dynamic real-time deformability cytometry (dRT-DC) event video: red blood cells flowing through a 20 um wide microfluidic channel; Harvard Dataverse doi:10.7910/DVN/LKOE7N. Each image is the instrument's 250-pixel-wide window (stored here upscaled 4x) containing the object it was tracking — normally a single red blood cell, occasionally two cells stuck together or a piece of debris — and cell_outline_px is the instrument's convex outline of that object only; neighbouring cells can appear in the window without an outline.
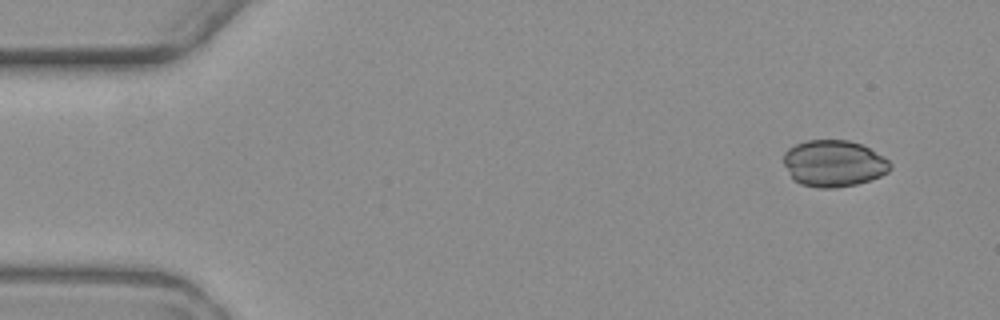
{"species": "common noctule bat (a hibernating species)", "species_latin": "Nyctalus noctula", "temperature_condition": "warm", "stored_images_in_passage": 4, "camera_frame_rate_fps": 3000, "um_per_image_px": 0.085, "animal": {"sex": "female", "body_mass_g": 19.3, "forearm_length_mm": 54.1}, "frame": {"image": 1, "passage_image": 1, "time_ms": 0.0, "image_size_px": [1000, 320], "cell_outline_px": [[892, 168], [888, 172], [880, 176], [856, 184], [836, 188], [816, 188], [800, 184], [792, 176], [784, 164], [784, 152], [788, 148], [804, 140], [848, 140], [860, 144], [884, 156], [892, 164]], "centroid_in_image_um": [70.87, 13.89], "position_along_channel_um": 14.1, "area_um2": 28.9}}